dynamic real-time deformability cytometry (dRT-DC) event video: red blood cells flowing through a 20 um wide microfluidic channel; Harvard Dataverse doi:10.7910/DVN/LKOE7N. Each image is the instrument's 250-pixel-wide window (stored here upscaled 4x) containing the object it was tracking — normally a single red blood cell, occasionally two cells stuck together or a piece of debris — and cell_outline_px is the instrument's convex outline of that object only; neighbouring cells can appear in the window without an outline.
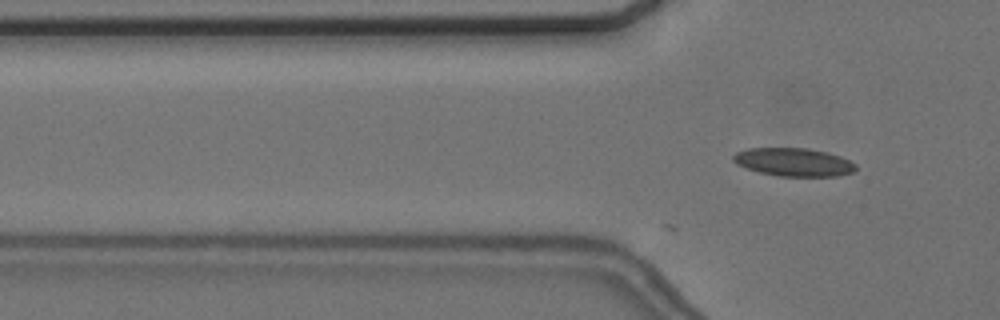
{"species": "common noctule bat (a hibernating species)", "species_latin": "Nyctalus noctula", "temperature_condition": "cold", "stored_images_in_passage": 18, "camera_frame_rate_fps": 3000, "um_per_image_px": 0.085, "animal": {"sex": "female", "body_mass_g": 24.6, "forearm_length_mm": 56.2}, "frame": {"image": 1, "passage_image": 18, "time_ms": 5.667, "image_size_px": [1000, 320], "cell_outline_px": [[856, 168], [852, 172], [840, 176], [780, 176], [760, 172], [736, 164], [732, 160], [732, 156], [736, 152], [748, 148], [808, 148], [828, 152], [840, 156], [856, 164]], "centroid_in_image_um": [67.46, 13.77], "position_along_channel_um": 58.3, "area_um2": 20.11}}